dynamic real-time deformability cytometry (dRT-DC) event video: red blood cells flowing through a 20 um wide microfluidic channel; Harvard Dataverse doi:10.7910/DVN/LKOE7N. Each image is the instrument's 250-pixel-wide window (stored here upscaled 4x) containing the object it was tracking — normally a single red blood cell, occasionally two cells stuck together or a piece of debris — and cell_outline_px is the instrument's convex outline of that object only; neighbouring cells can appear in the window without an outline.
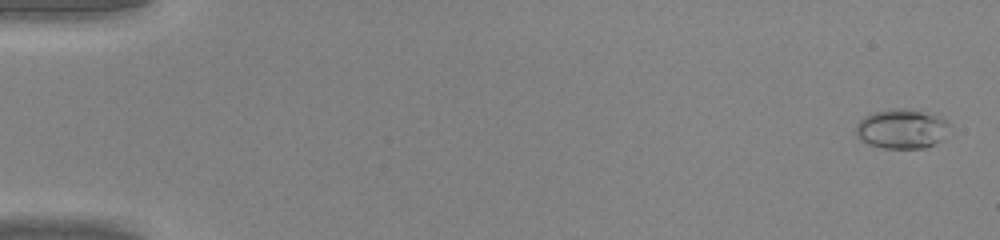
{"species": "common noctule bat (a hibernating species)", "species_latin": "Nyctalus noctula", "temperature_condition": "warm", "stored_images_in_passage": 46, "camera_frame_rate_fps": 3000, "um_per_image_px": 0.085, "animal": {"sex": "male", "body_mass_g": 20.0, "forearm_length_mm": 53.3}, "frame": {"image": 1, "passage_image": 1, "time_ms": 0.0, "image_size_px": [1000, 240], "cell_outline_px": [[952, 124], [940, 140], [924, 148], [884, 148], [868, 144], [860, 140], [856, 136], [856, 124], [864, 116], [872, 112], [896, 108], [904, 108], [928, 112], [940, 116], [948, 120]], "centroid_in_image_um": [76.64, 10.93], "position_along_channel_um": 8.4, "area_um2": 21.79}}
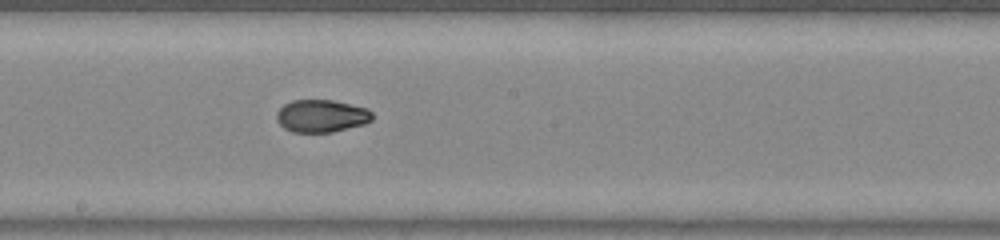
{"frame": {"image": 2, "passage_image": 26, "time_ms": 8.333, "image_size_px": [1000, 240], "cell_outline_px": [[372, 120], [364, 124], [332, 132], [292, 132], [284, 128], [276, 120], [276, 112], [284, 104], [292, 100], [332, 100], [368, 108], [372, 112]], "centroid_in_image_um": [27.31, 9.85], "position_along_channel_um": 220.9, "area_um2": 18.21}}
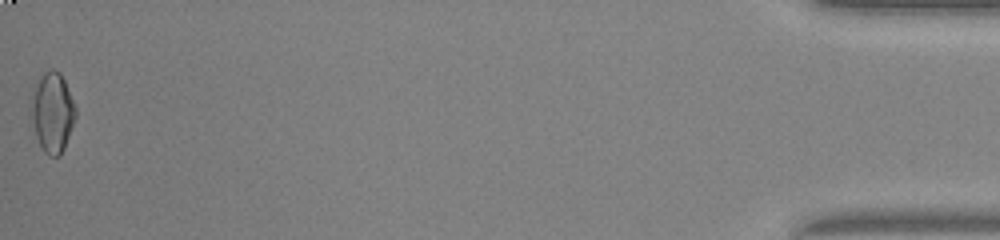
{"frame": {"image": 3, "passage_image": 46, "time_ms": 15.0, "image_size_px": [1000, 240], "cell_outline_px": [[76, 116], [64, 148], [60, 156], [48, 156], [44, 152], [36, 136], [28, 116], [36, 88], [40, 76], [44, 72], [52, 68], [60, 72], [64, 80], [76, 108]], "centroid_in_image_um": [4.44, 9.58], "position_along_channel_um": 430.8, "area_um2": 20.58}}